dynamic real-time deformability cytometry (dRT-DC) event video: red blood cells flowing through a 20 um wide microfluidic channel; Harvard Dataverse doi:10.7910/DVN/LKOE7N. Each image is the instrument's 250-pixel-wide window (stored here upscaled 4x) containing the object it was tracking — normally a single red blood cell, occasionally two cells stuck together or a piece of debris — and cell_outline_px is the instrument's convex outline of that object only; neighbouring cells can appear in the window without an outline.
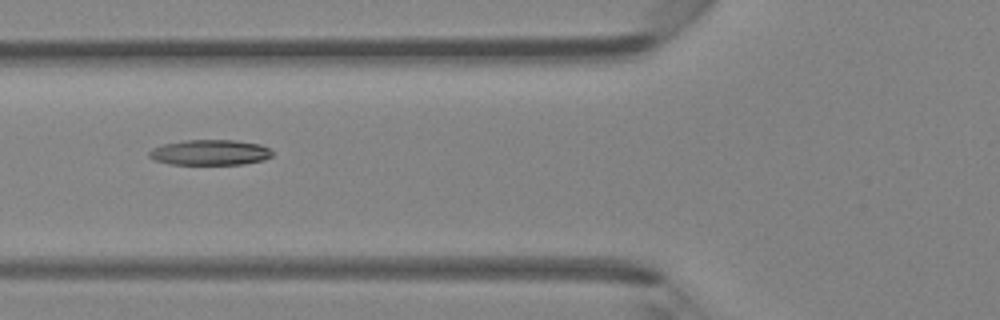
{"species": "Egyptian fruit bat (a non-hibernating species)", "species_latin": "Rousettus aegyptiacus", "temperature_condition": "room temperature", "stored_images_in_passage": 5, "camera_frame_rate_fps": 3000, "um_per_image_px": 0.085, "animal": {"sex": "female"}, "frame": {"image": 1, "passage_image": 5, "time_ms": 1.333, "image_size_px": [1000, 320], "cell_outline_px": [[272, 156], [264, 160], [244, 164], [168, 164], [156, 160], [148, 156], [148, 152], [152, 148], [164, 144], [184, 140], [236, 140], [260, 144], [268, 148], [272, 152]], "centroid_in_image_um": [17.85, 12.95], "position_along_channel_um": 107.9, "area_um2": 18.26}}